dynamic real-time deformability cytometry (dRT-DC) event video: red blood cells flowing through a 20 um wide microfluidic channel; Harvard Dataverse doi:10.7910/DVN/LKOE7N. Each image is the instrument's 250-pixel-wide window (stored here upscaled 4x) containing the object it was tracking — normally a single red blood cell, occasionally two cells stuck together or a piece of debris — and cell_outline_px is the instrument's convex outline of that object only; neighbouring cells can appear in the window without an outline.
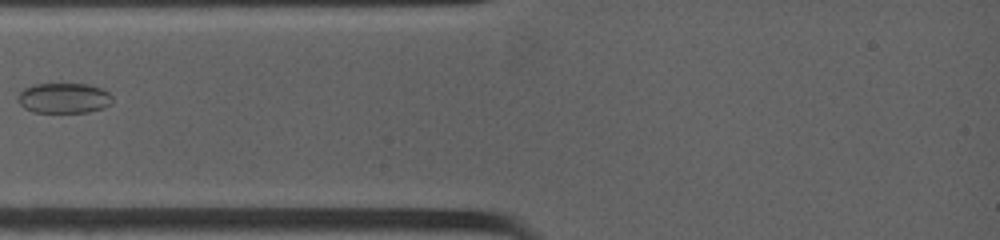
{"species": "common noctule bat (a hibernating species)", "species_latin": "Nyctalus noctula", "temperature_condition": "warm", "stored_images_in_passage": 32, "segment_of_instrument_passage": [1, 2], "camera_frame_rate_fps": 4500, "um_per_image_px": 0.085, "animal": {"sex": "female", "body_mass_g": 19.0, "forearm_length_mm": 53.3}, "frame": {"image": 1, "passage_image": 1, "time_ms": 0.0, "image_size_px": [1000, 240], "cell_outline_px": [[112, 104], [104, 108], [88, 112], [32, 112], [24, 108], [20, 104], [16, 96], [24, 88], [32, 84], [88, 84], [104, 88], [112, 96]], "centroid_in_image_um": [5.44, 8.33], "position_along_channel_um": 79.6, "area_um2": 16.94}}
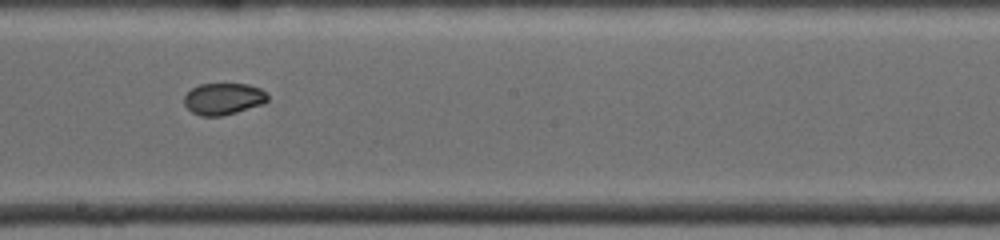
{"frame": {"image": 2, "passage_image": 10, "time_ms": 3.778, "image_size_px": [1000, 240], "cell_outline_px": [[268, 100], [264, 104], [236, 112], [220, 116], [200, 116], [192, 112], [184, 104], [184, 96], [192, 88], [200, 84], [248, 84], [260, 88], [268, 96]], "centroid_in_image_um": [18.99, 8.4], "position_along_channel_um": 229.2, "area_um2": 15.37}}
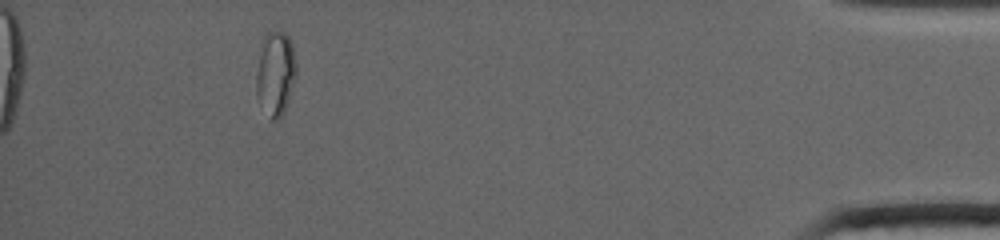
{"frame": {"image": 3, "passage_image": 25, "time_ms": 10.444, "image_size_px": [1000, 240], "cell_outline_px": [[296, 76], [284, 112], [276, 120], [272, 120], [256, 96], [256, 72], [264, 36], [268, 32], [276, 28], [284, 32], [288, 36], [292, 44], [296, 64]], "centroid_in_image_um": [23.42, 6.19], "position_along_channel_um": 411.8, "area_um2": 19.54}}